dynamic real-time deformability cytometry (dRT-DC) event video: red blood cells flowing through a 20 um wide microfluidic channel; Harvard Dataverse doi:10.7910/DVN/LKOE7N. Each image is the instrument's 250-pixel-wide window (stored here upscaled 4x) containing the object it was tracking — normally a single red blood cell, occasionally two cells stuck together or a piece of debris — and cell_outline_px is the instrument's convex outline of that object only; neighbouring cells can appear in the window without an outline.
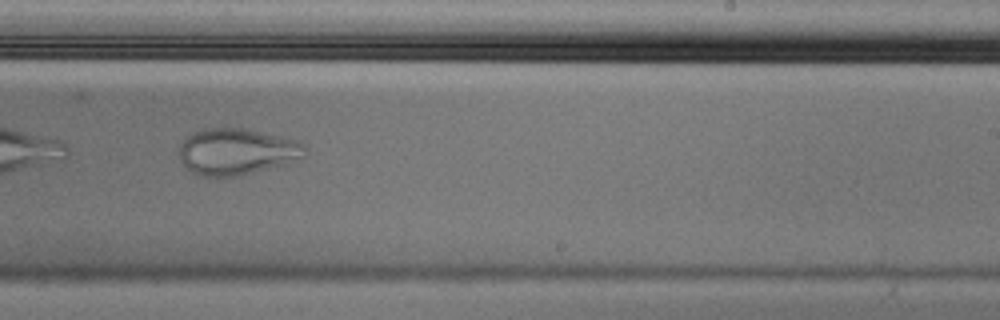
{"species": "Egyptian fruit bat (a non-hibernating species)", "species_latin": "Rousettus aegyptiacus", "temperature_condition": "cold", "stored_images_in_passage": 29, "camera_frame_rate_fps": 3000, "um_per_image_px": 0.085, "animal": {"sex": "male"}, "frame": {"image": 1, "passage_image": 25, "time_ms": 8.0, "image_size_px": [1000, 320], "cell_outline_px": [[308, 152], [304, 156], [284, 164], [252, 172], [232, 176], [200, 176], [192, 172], [180, 160], [180, 144], [192, 132], [208, 128], [240, 128], [300, 140], [304, 144]], "centroid_in_image_um": [20.13, 12.87], "position_along_channel_um": 268.9, "area_um2": 33.64}}